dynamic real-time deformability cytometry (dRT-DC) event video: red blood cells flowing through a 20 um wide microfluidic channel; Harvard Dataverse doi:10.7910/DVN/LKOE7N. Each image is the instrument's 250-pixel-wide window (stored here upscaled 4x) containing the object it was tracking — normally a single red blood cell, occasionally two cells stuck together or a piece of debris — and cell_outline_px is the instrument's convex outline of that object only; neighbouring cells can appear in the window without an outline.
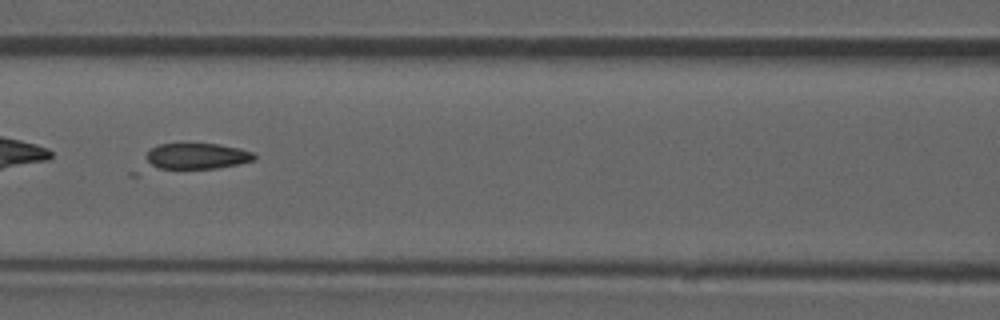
{"species": "common noctule bat (a hibernating species)", "species_latin": "Nyctalus noctula", "temperature_condition": "room temperature", "stored_images_in_passage": 45, "camera_frame_rate_fps": 3000, "um_per_image_px": 0.085, "animal": {"sex": "male", "forearm_length_mm": 52.5}, "frame": {"image": 1, "passage_image": 20, "time_ms": 6.333, "image_size_px": [1000, 320], "cell_outline_px": [[256, 160], [216, 168], [160, 168], [152, 164], [148, 160], [148, 152], [152, 148], [160, 144], [220, 144], [240, 148], [252, 152], [256, 156]], "centroid_in_image_um": [16.82, 13.25], "position_along_channel_um": 149.8, "area_um2": 15.9}, "authors_computed_cell_mechanics": {"area_um2": 18.496, "velocity_mm_per_s": 3.884, "shape_relaxation_time_tau1_ms": 6.3263, "shape_relaxation_time_tau2_ms": null, "deformation_change_tau1": 0.1724, "deformation_change_tau2": null}}